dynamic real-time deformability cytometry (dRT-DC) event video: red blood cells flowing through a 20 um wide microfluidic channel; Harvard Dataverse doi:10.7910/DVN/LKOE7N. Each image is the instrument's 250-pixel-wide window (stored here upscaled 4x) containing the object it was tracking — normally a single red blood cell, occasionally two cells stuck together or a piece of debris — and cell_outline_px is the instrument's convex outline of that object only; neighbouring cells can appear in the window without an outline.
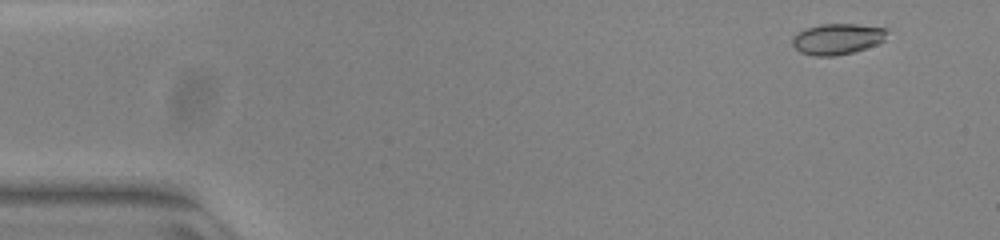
{"species": "common noctule bat (a hibernating species)", "species_latin": "Nyctalus noctula", "temperature_condition": "warm", "stored_images_in_passage": 52, "camera_frame_rate_fps": 3000, "um_per_image_px": 0.085, "animal": {"sex": "female", "body_mass_g": 23.0, "forearm_length_mm": 53.4}, "frame": {"image": 1, "passage_image": 4, "time_ms": 1.0, "image_size_px": [1000, 240], "cell_outline_px": [[888, 32], [884, 40], [880, 44], [852, 52], [836, 56], [816, 56], [800, 52], [792, 44], [792, 40], [800, 32], [808, 28], [820, 24], [856, 24], [888, 28]], "centroid_in_image_um": [71.24, 3.31], "position_along_channel_um": 13.8, "area_um2": 16.99}}
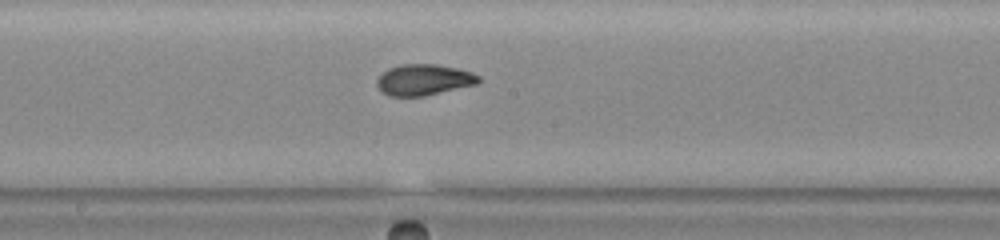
{"frame": {"image": 2, "passage_image": 28, "time_ms": 9.0, "image_size_px": [1000, 240], "cell_outline_px": [[480, 80], [476, 84], [424, 96], [388, 96], [376, 84], [376, 80], [388, 68], [400, 64], [436, 64], [456, 68], [472, 72], [480, 76]], "centroid_in_image_um": [36.02, 6.77], "position_along_channel_um": 212.2, "area_um2": 18.26}}
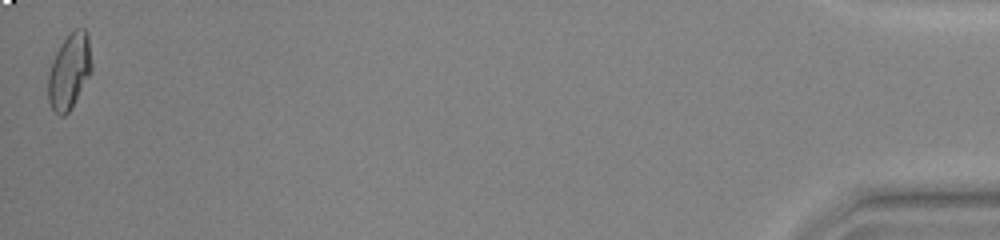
{"frame": {"image": 3, "passage_image": 52, "time_ms": 17.0, "image_size_px": [1000, 240], "cell_outline_px": [[92, 72], [72, 108], [64, 116], [60, 116], [52, 108], [48, 100], [48, 76], [52, 60], [60, 44], [76, 28], [84, 28], [88, 32], [92, 64]], "centroid_in_image_um": [5.91, 6.06], "position_along_channel_um": 429.3, "area_um2": 19.31}, "authors_computed_cell_mechanics": {"area_um2": 18.3515, "velocity_mm_per_s": 3.9434, "shape_relaxation_time_tau1_ms": 8.3177, "shape_relaxation_time_tau2_ms": 1.3755, "deformation_change_tau1": 0.2462, "deformation_change_tau2": 0.056}}